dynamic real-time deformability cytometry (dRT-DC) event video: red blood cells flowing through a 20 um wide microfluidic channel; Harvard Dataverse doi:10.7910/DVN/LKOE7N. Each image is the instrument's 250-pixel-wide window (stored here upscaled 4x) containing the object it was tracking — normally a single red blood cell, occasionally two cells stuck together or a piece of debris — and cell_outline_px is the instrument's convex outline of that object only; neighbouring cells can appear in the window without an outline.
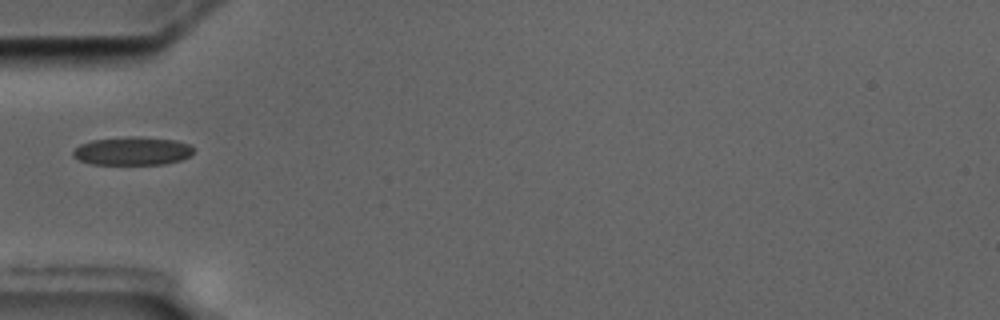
{"species": "common noctule bat (a hibernating species)", "species_latin": "Nyctalus noctula", "temperature_condition": "cold", "stored_images_in_passage": 6, "camera_frame_rate_fps": 3000, "um_per_image_px": 0.085, "animal": {"sex": "male", "body_mass_g": 17.5, "forearm_length_mm": 52.3}, "frame": {"image": 1, "passage_image": 1, "time_ms": 0.0, "image_size_px": [1000, 320], "cell_outline_px": [[192, 152], [188, 156], [180, 160], [164, 164], [92, 164], [80, 160], [72, 156], [72, 152], [80, 144], [92, 140], [128, 136], [136, 136], [176, 140], [188, 144], [192, 148]], "centroid_in_image_um": [11.22, 12.83], "position_along_channel_um": 73.8, "area_um2": 19.77}}
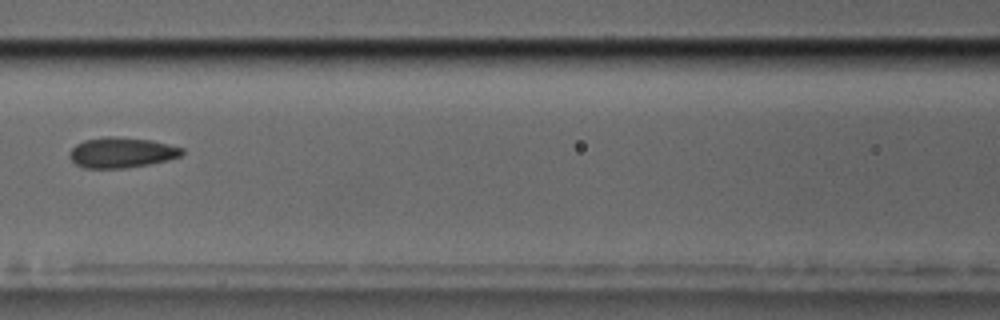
{"frame": {"image": 2, "passage_image": 3, "time_ms": 2.333, "image_size_px": [1000, 320], "cell_outline_px": [[184, 152], [180, 156], [168, 160], [148, 164], [124, 168], [84, 168], [76, 164], [68, 156], [68, 152], [76, 144], [84, 140], [104, 136], [112, 136], [152, 140], [184, 148]], "centroid_in_image_um": [10.31, 12.96], "position_along_channel_um": 156.3, "area_um2": 20.0}}
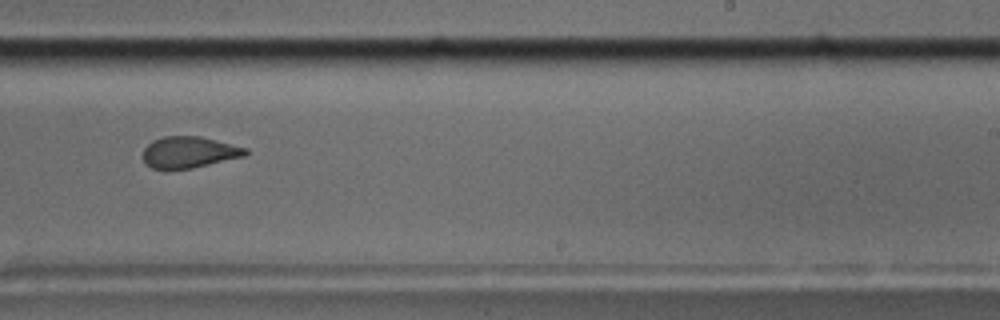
{"frame": {"image": 3, "passage_image": 6, "time_ms": 5.667, "image_size_px": [1000, 320], "cell_outline_px": [[248, 152], [244, 156], [192, 168], [152, 168], [144, 164], [144, 148], [152, 140], [164, 136], [200, 136], [248, 148]], "centroid_in_image_um": [16.07, 12.92], "position_along_channel_um": 272.9, "area_um2": 18.55}}